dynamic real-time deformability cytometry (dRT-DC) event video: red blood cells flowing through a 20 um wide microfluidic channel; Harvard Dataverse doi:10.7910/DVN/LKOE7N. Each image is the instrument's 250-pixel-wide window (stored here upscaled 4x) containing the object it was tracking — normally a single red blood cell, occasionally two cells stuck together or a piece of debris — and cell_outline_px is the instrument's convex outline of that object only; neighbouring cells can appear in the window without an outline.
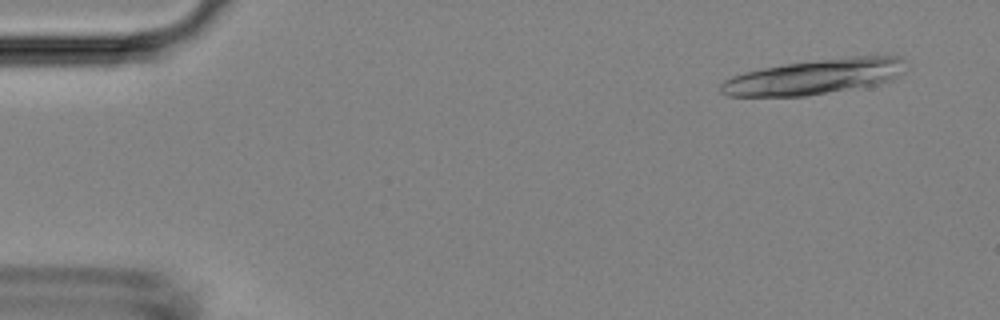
{"species": "Egyptian fruit bat (a non-hibernating species)", "species_latin": "Rousettus aegyptiacus", "temperature_condition": "room temperature", "stored_images_in_passage": 4, "camera_frame_rate_fps": 3000, "um_per_image_px": 0.085, "animal": {"sex": "female"}, "frame": {"image": 1, "passage_image": 1, "time_ms": 0.0, "image_size_px": [1000, 320], "cell_outline_px": [[904, 72], [892, 80], [876, 84], [804, 96], [724, 96], [720, 92], [720, 84], [724, 80], [732, 76], [744, 72], [784, 64], [848, 56], [900, 56], [904, 60]], "centroid_in_image_um": [69.21, 6.52], "position_along_channel_um": 15.8, "area_um2": 37.69}}